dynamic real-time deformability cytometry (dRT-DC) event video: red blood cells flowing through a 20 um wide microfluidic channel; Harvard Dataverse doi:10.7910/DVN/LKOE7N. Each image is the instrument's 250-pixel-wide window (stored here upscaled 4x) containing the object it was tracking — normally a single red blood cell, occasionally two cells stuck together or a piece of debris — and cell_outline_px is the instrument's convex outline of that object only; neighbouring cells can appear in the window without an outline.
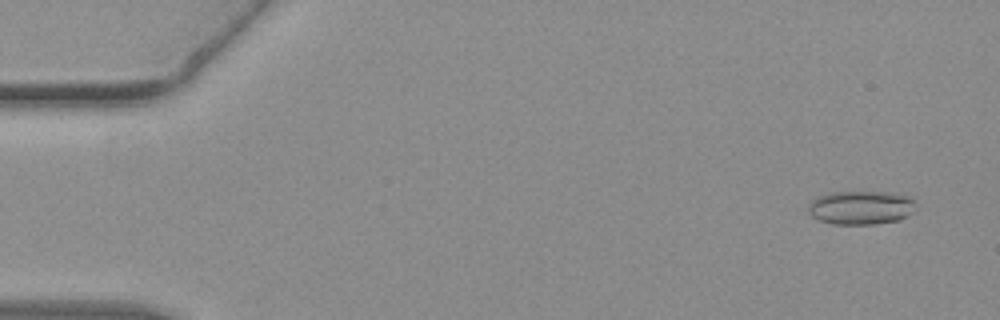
{"species": "common noctule bat (a hibernating species)", "species_latin": "Nyctalus noctula", "temperature_condition": "warm", "stored_images_in_passage": 54, "camera_frame_rate_fps": 3000, "um_per_image_px": 0.085, "animal": {"sex": "female", "body_mass_g": 19.3, "forearm_length_mm": 54.1}, "frame": {"image": 1, "passage_image": 3, "time_ms": 0.667, "image_size_px": [1000, 320], "cell_outline_px": [[912, 212], [908, 216], [900, 220], [876, 224], [832, 224], [820, 220], [812, 216], [808, 212], [808, 204], [816, 196], [832, 192], [892, 192], [912, 196]], "centroid_in_image_um": [73.15, 17.64], "position_along_channel_um": 11.8, "area_um2": 21.27}}
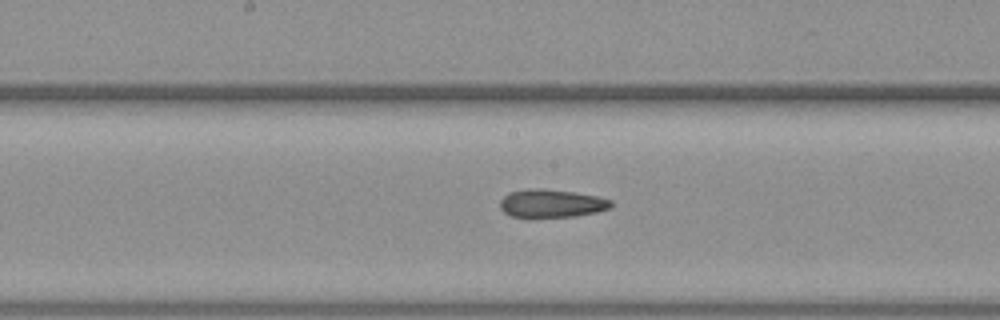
{"frame": {"image": 2, "passage_image": 28, "time_ms": 9.0, "image_size_px": [1000, 320], "cell_outline_px": [[612, 208], [596, 212], [576, 216], [512, 216], [504, 212], [500, 208], [500, 200], [508, 192], [528, 188], [544, 188], [576, 192], [596, 196], [612, 200]], "centroid_in_image_um": [46.89, 17.26], "position_along_channel_um": 201.3, "area_um2": 18.15}}
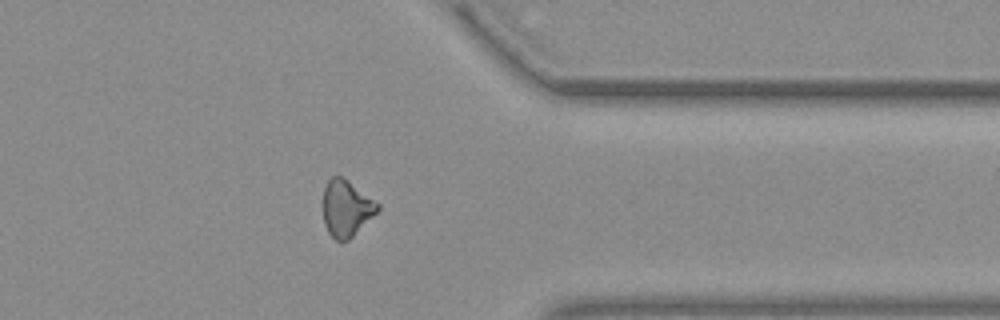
{"frame": {"image": 3, "passage_image": 43, "time_ms": 14.0, "image_size_px": [1000, 320], "cell_outline_px": [[380, 208], [348, 240], [336, 240], [328, 232], [324, 224], [324, 188], [328, 180], [332, 176], [340, 176], [348, 180], [380, 204]], "centroid_in_image_um": [29.43, 17.68], "position_along_channel_um": 382.0, "area_um2": 17.51}, "authors_computed_cell_mechanics": {"area_um2": 18.6694, "velocity_mm_per_s": 3.8251, "shape_relaxation_time_tau1_ms": null, "shape_relaxation_time_tau2_ms": 9.1411, "deformation_change_tau1": null, "deformation_change_tau2": 0.2139}}